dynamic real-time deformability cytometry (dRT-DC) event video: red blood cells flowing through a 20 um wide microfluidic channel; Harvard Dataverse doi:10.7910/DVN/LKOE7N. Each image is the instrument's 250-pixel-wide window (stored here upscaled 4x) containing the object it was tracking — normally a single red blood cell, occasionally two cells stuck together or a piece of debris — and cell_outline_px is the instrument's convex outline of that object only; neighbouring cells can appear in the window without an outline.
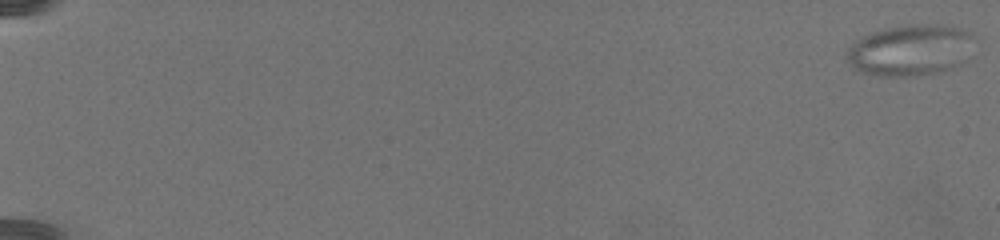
{"species": "common noctule bat (a hibernating species)", "species_latin": "Nyctalus noctula", "temperature_condition": "warm", "stored_images_in_passage": 80, "camera_frame_rate_fps": 3000, "um_per_image_px": 0.085, "animal": {"sex": "female", "body_mass_g": 19.5, "forearm_length_mm": 54.1}, "frame": {"image": 1, "passage_image": 1, "time_ms": 0.0, "image_size_px": [1000, 240], "cell_outline_px": [[976, 36], [968, 60], [960, 64], [940, 72], [916, 76], [876, 76], [860, 72], [844, 56], [848, 48], [856, 40], [872, 32], [884, 28], [908, 24], [940, 24], [960, 28], [972, 32]], "centroid_in_image_um": [77.44, 4.25], "position_along_channel_um": 7.6, "area_um2": 38.73}}
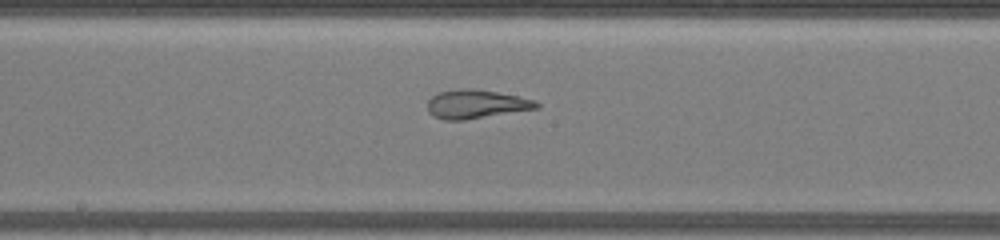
{"frame": {"image": 2, "passage_image": 47, "time_ms": 15.333, "image_size_px": [1000, 240], "cell_outline_px": [[540, 108], [464, 120], [444, 120], [432, 116], [428, 112], [428, 100], [432, 96], [440, 92], [460, 88], [476, 88], [536, 100], [540, 104]], "centroid_in_image_um": [40.47, 8.85], "position_along_channel_um": 207.7, "area_um2": 18.32}}
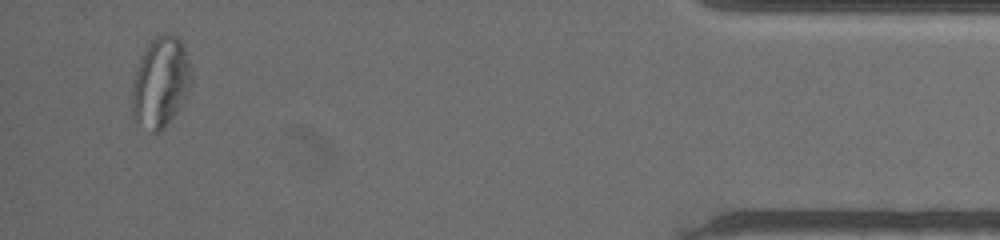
{"frame": {"image": 3, "passage_image": 77, "time_ms": 25.333, "image_size_px": [1000, 240], "cell_outline_px": [[192, 84], [184, 100], [176, 112], [164, 128], [156, 132], [152, 132], [132, 120], [132, 84], [140, 60], [144, 52], [152, 40], [156, 36], [164, 32], [176, 36], [180, 40], [184, 48], [188, 60], [192, 80]], "centroid_in_image_um": [13.64, 7.02], "position_along_channel_um": 421.6, "area_um2": 30.98}}